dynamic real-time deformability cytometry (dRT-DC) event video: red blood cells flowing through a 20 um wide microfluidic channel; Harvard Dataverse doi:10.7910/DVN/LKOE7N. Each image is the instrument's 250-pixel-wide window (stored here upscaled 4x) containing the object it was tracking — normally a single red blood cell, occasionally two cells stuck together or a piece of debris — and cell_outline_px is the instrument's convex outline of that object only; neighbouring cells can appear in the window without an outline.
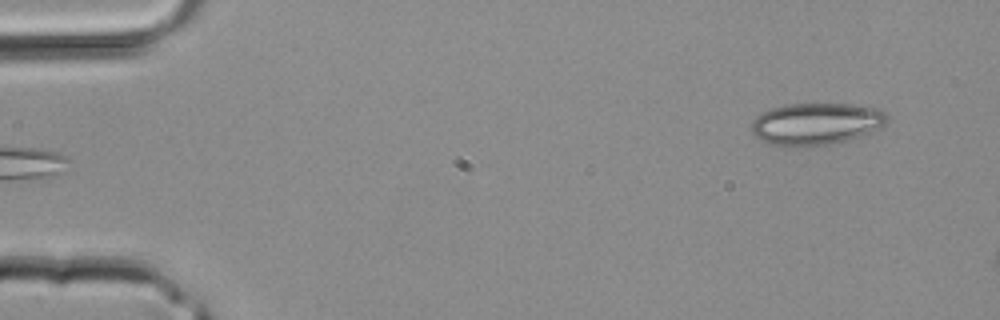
{"species": "common noctule bat (a hibernating species)", "species_latin": "Nyctalus noctula", "temperature_condition": "room temperature", "stored_images_in_passage": 3, "camera_frame_rate_fps": 3000, "um_per_image_px": 0.085, "animal": {"sex": "male", "body_mass_g": 20.4}, "frame": {"image": 1, "passage_image": 3, "time_ms": 0.667, "image_size_px": [1000, 320], "cell_outline_px": [[888, 120], [884, 128], [836, 144], [812, 148], [788, 148], [768, 144], [760, 140], [752, 132], [752, 120], [756, 116], [772, 108], [784, 104], [852, 104], [880, 108], [888, 112]], "centroid_in_image_um": [69.42, 10.56], "position_along_channel_um": 15.6, "area_um2": 34.45}}